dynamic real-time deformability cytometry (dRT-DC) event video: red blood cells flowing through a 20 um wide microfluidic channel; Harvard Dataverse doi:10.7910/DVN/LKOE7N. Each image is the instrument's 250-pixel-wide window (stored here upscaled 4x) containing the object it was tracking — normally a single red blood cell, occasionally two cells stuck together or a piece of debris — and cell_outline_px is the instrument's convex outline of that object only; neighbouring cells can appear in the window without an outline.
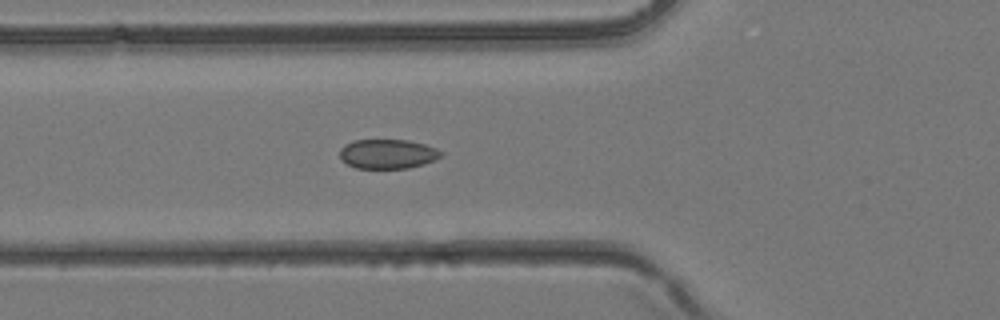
{"species": "common noctule bat (a hibernating species)", "species_latin": "Nyctalus noctula", "temperature_condition": "room temperature", "stored_images_in_passage": 39, "camera_frame_rate_fps": 3000, "um_per_image_px": 0.085, "animal": {"sex": "female", "body_mass_g": 24.6, "forearm_length_mm": 56.2}, "frame": {"image": 1, "passage_image": 14, "time_ms": 4.333, "image_size_px": [1000, 320], "cell_outline_px": [[444, 156], [436, 160], [424, 164], [408, 168], [356, 168], [348, 164], [340, 156], [340, 148], [344, 144], [352, 140], [408, 140], [424, 144], [436, 148], [444, 152]], "centroid_in_image_um": [32.99, 13.08], "position_along_channel_um": 92.8, "area_um2": 17.51}}
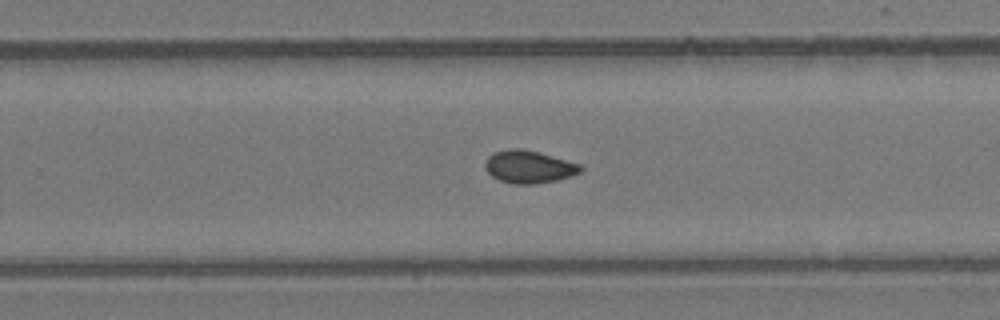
{"frame": {"image": 2, "passage_image": 25, "time_ms": 8.0, "image_size_px": [1000, 320], "cell_outline_px": [[584, 168], [580, 172], [572, 176], [556, 180], [536, 184], [512, 184], [500, 180], [492, 176], [484, 168], [484, 164], [488, 156], [496, 152], [508, 148], [520, 148], [540, 152], [580, 164]], "centroid_in_image_um": [44.96, 14.18], "position_along_channel_um": 284.8, "area_um2": 18.26}}
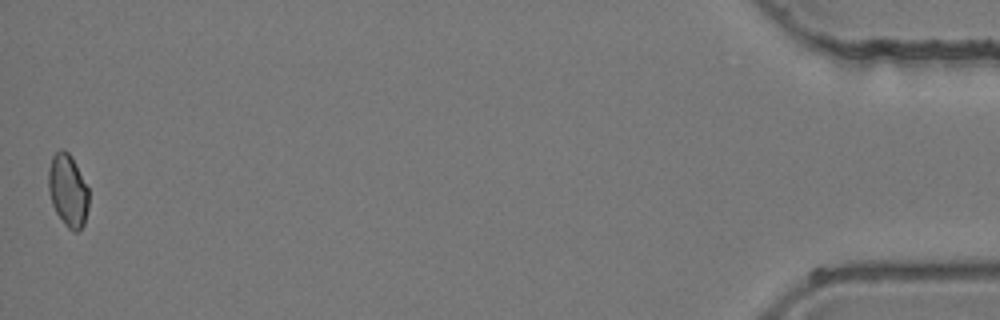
{"frame": {"image": 3, "passage_image": 39, "time_ms": 12.667, "image_size_px": [1000, 320], "cell_outline_px": [[88, 208], [84, 224], [76, 232], [72, 232], [64, 224], [56, 212], [52, 204], [48, 188], [48, 168], [52, 156], [60, 148], [64, 148], [72, 156], [88, 188]], "centroid_in_image_um": [5.76, 16.17], "position_along_channel_um": 429.4, "area_um2": 17.17}}